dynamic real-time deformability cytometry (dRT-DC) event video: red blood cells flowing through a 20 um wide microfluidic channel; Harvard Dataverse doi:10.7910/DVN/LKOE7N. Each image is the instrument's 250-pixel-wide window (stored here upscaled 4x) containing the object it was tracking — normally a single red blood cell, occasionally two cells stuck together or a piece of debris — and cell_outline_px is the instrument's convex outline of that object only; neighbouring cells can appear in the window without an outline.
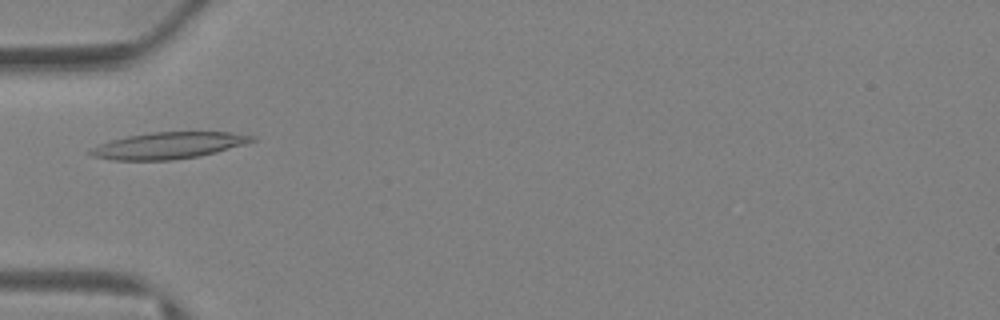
{"species": "Egyptian fruit bat (a non-hibernating species)", "species_latin": "Rousettus aegyptiacus", "temperature_condition": "warm", "stored_images_in_passage": 31, "camera_frame_rate_fps": 3000, "um_per_image_px": 0.085, "animal": {"sex": "female"}, "frame": {"image": 1, "passage_image": 5, "time_ms": 1.333, "image_size_px": [1000, 320], "cell_outline_px": [[256, 140], [244, 144], [216, 152], [196, 156], [172, 160], [112, 160], [92, 156], [84, 152], [100, 144], [112, 140], [128, 136], [152, 132], [228, 132], [256, 136]], "centroid_in_image_um": [14.29, 12.37], "position_along_channel_um": 70.7, "area_um2": 24.8}}
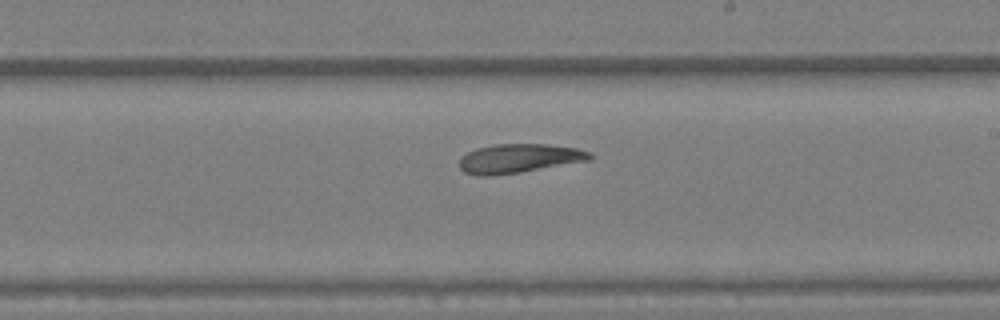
{"frame": {"image": 2, "passage_image": 15, "time_ms": 4.667, "image_size_px": [1000, 320], "cell_outline_px": [[592, 160], [520, 172], [488, 176], [476, 176], [464, 172], [460, 168], [460, 156], [476, 148], [496, 144], [544, 144], [576, 148], [592, 152]], "centroid_in_image_um": [44.11, 13.47], "position_along_channel_um": 244.9, "area_um2": 22.14}}
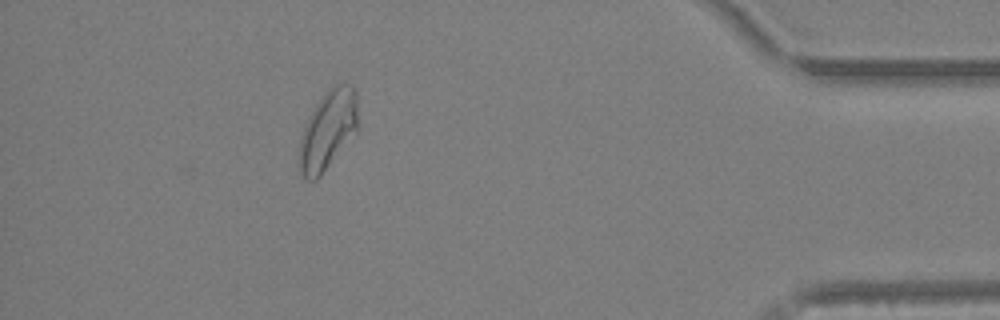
{"frame": {"image": 3, "passage_image": 27, "time_ms": 8.667, "image_size_px": [1000, 320], "cell_outline_px": [[356, 128], [320, 176], [316, 180], [308, 180], [300, 176], [300, 140], [304, 128], [316, 104], [332, 84], [352, 84], [356, 92]], "centroid_in_image_um": [27.84, 11.03], "position_along_channel_um": 407.4, "area_um2": 25.89}}